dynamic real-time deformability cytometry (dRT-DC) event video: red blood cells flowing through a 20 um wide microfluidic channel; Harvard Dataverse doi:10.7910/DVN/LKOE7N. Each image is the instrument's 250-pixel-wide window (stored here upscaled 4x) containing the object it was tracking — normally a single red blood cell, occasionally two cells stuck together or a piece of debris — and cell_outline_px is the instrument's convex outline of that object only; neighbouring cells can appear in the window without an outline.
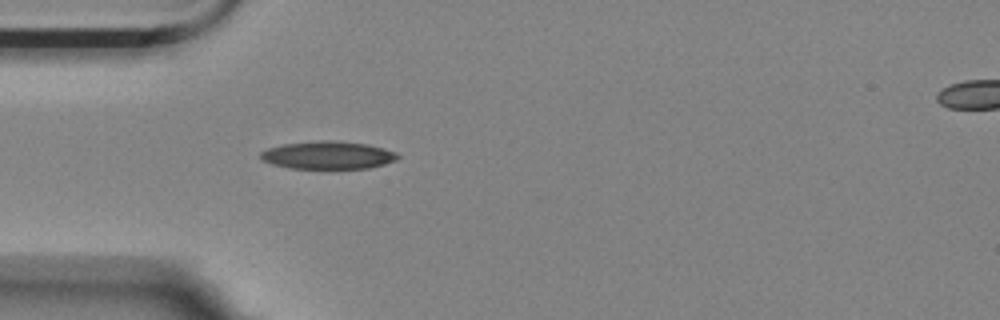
{"species": "Egyptian fruit bat (a non-hibernating species)", "species_latin": "Rousettus aegyptiacus", "temperature_condition": "room temperature", "stored_images_in_passage": 15, "camera_frame_rate_fps": 3000, "um_per_image_px": 0.085, "animal": {"sex": "female"}, "frame": {"image": 1, "passage_image": 1, "time_ms": 0.0, "image_size_px": [1000, 320], "cell_outline_px": [[400, 156], [396, 160], [384, 164], [368, 168], [288, 168], [272, 164], [260, 160], [260, 152], [268, 148], [284, 144], [320, 140], [332, 140], [368, 144], [384, 148], [396, 152]], "centroid_in_image_um": [27.86, 13.18], "position_along_channel_um": 57.1, "area_um2": 22.25}}
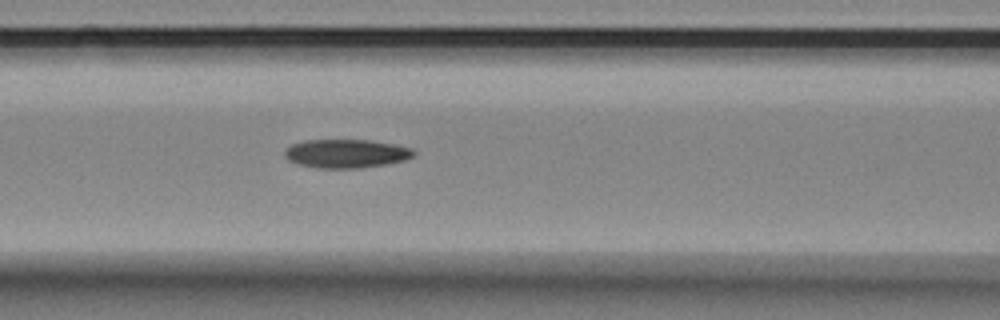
{"frame": {"image": 2, "passage_image": 8, "time_ms": 2.333, "image_size_px": [1000, 320], "cell_outline_px": [[416, 156], [404, 160], [384, 164], [360, 168], [320, 168], [300, 164], [288, 160], [284, 156], [284, 148], [292, 144], [304, 140], [368, 140], [396, 144], [412, 148], [416, 152]], "centroid_in_image_um": [29.43, 13.04], "position_along_channel_um": 137.2, "area_um2": 21.62}}
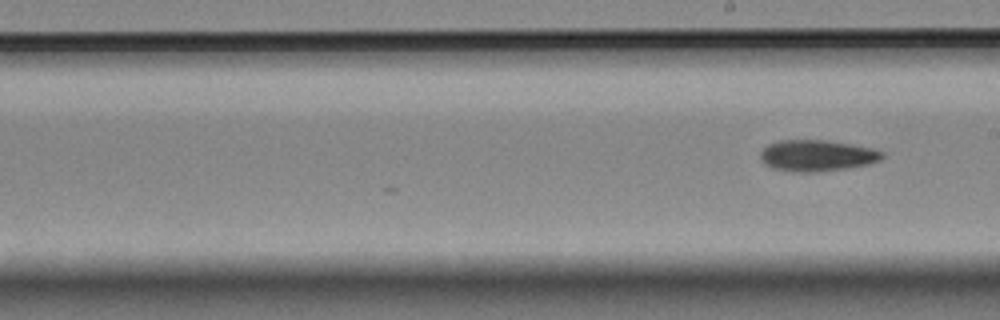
{"frame": {"image": 3, "passage_image": 15, "time_ms": 4.667, "image_size_px": [1000, 320], "cell_outline_px": [[884, 156], [880, 160], [868, 164], [848, 168], [816, 172], [796, 172], [772, 168], [764, 164], [760, 160], [760, 152], [768, 144], [780, 140], [828, 140], [872, 148], [884, 152]], "centroid_in_image_um": [69.43, 13.22], "position_along_channel_um": 219.6, "area_um2": 22.31}}